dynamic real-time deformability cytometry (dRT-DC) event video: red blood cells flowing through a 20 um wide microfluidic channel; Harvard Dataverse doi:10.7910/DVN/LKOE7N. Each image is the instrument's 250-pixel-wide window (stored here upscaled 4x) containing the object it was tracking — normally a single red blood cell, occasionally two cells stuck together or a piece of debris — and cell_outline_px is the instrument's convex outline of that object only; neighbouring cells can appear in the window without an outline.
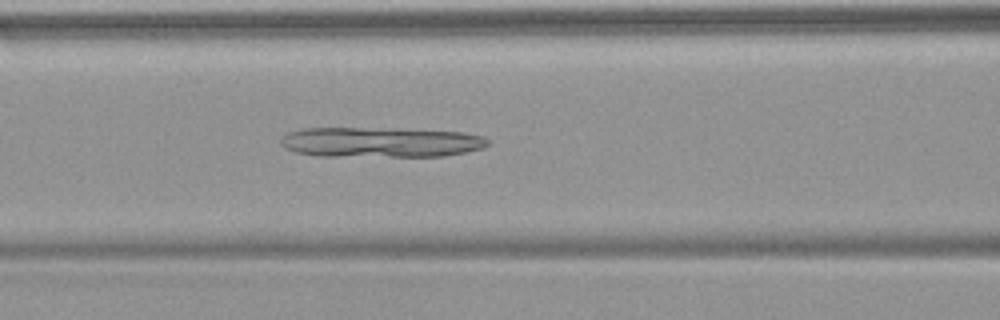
{"species": "common noctule bat (a hibernating species)", "species_latin": "Nyctalus noctula", "temperature_condition": "warm", "stored_images_in_passage": 52, "camera_frame_rate_fps": 3000, "um_per_image_px": 0.085, "animal": {"sex": "female", "body_mass_g": 18.4}, "frame": {"image": 1, "passage_image": 22, "time_ms": 7.0, "image_size_px": [1000, 320], "cell_outline_px": [[488, 144], [484, 148], [444, 156], [316, 156], [296, 152], [284, 148], [280, 144], [280, 140], [288, 132], [304, 128], [400, 128], [460, 132], [484, 136], [488, 140]], "centroid_in_image_um": [32.34, 12.08], "position_along_channel_um": 134.3, "area_um2": 36.65}}
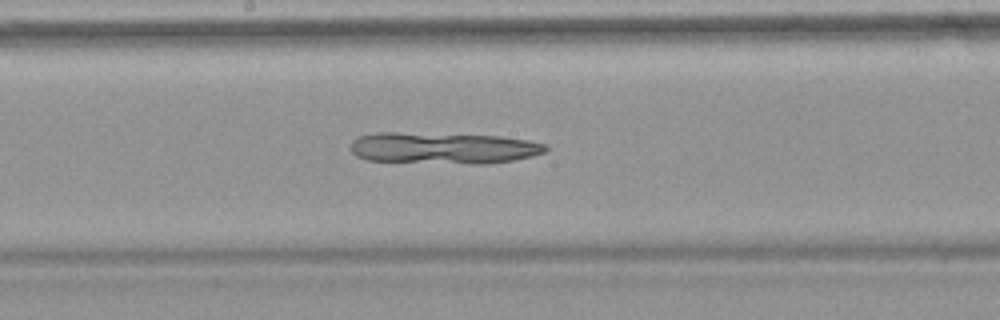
{"frame": {"image": 2, "passage_image": 28, "time_ms": 9.0, "image_size_px": [1000, 320], "cell_outline_px": [[548, 148], [544, 152], [532, 156], [512, 160], [488, 164], [472, 164], [364, 160], [356, 156], [348, 148], [348, 144], [356, 136], [380, 132], [396, 132], [500, 136], [528, 140], [548, 144]], "centroid_in_image_um": [37.62, 12.58], "position_along_channel_um": 210.6, "area_um2": 36.18}}
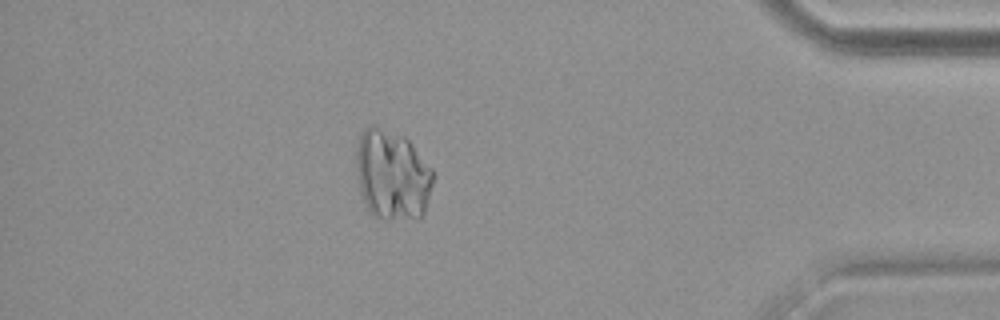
{"frame": {"image": 3, "passage_image": 46, "time_ms": 15.0, "image_size_px": [1000, 320], "cell_outline_px": [[432, 184], [424, 212], [416, 220], [384, 220], [372, 216], [368, 212], [364, 204], [360, 188], [356, 164], [356, 148], [360, 132], [364, 128], [372, 124], [404, 136], [408, 140], [432, 168]], "centroid_in_image_um": [33.31, 14.89], "position_along_channel_um": 401.9, "area_um2": 40.81}}